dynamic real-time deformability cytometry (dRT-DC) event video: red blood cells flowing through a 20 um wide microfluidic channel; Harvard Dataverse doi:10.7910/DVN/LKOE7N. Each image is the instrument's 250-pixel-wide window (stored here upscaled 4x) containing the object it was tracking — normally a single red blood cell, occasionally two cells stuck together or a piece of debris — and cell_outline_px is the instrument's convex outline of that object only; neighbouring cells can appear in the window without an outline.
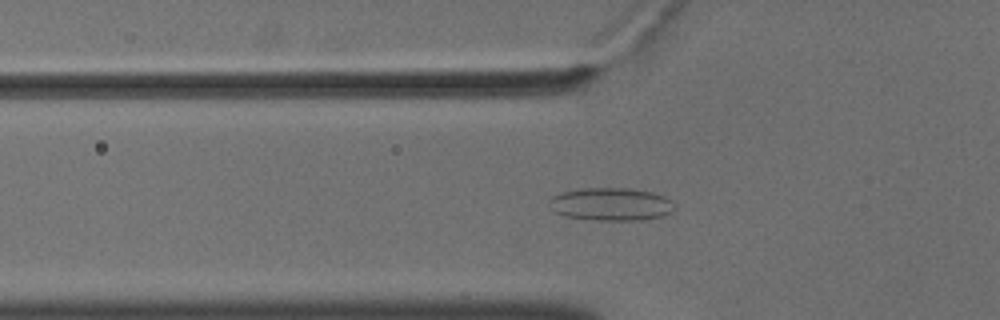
{"species": "common noctule bat (a hibernating species)", "species_latin": "Nyctalus noctula", "temperature_condition": "cold", "stored_images_in_passage": 53, "camera_frame_rate_fps": 3000, "um_per_image_px": 0.085, "animal": {"sex": "male", "body_mass_g": 18.8}, "frame": {"image": 1, "passage_image": 17, "time_ms": 5.333, "image_size_px": [1000, 320], "cell_outline_px": [[672, 212], [664, 216], [640, 220], [592, 220], [564, 216], [556, 212], [548, 200], [552, 196], [560, 192], [584, 188], [632, 188], [652, 192], [664, 196], [668, 200], [672, 208]], "centroid_in_image_um": [51.9, 17.35], "position_along_channel_um": 73.9, "area_um2": 23.87}}
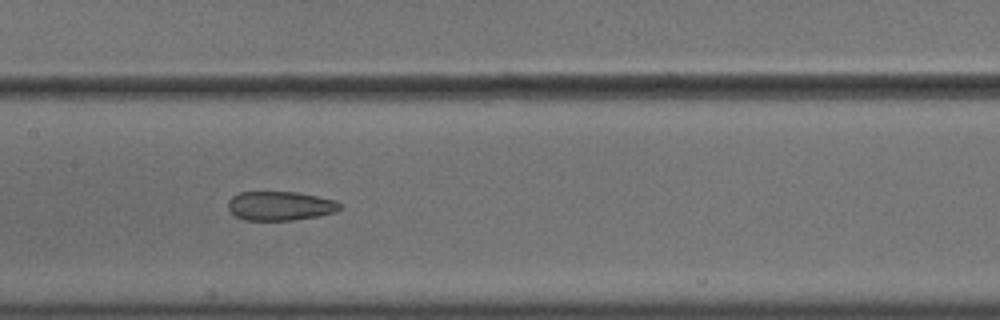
{"frame": {"image": 2, "passage_image": 26, "time_ms": 8.333, "image_size_px": [1000, 320], "cell_outline_px": [[344, 208], [336, 212], [320, 216], [292, 220], [244, 220], [236, 216], [228, 208], [228, 200], [232, 196], [240, 192], [296, 192], [336, 200], [344, 204]], "centroid_in_image_um": [23.87, 17.5], "position_along_channel_um": 183.5, "area_um2": 19.19}}
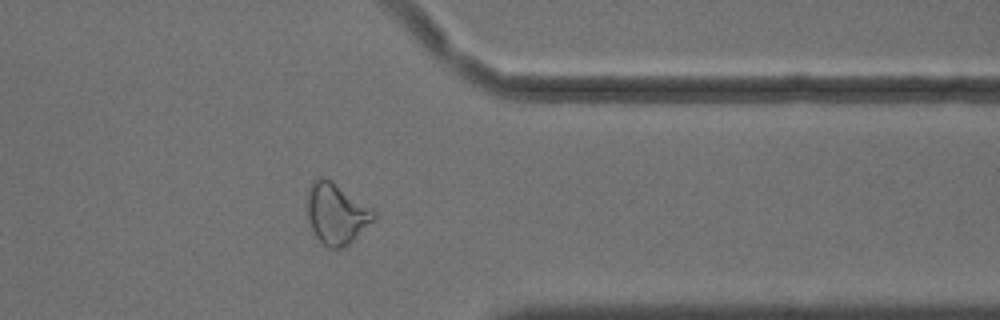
{"frame": {"image": 3, "passage_image": 43, "time_ms": 14.0, "image_size_px": [1000, 320], "cell_outline_px": [[376, 220], [344, 248], [328, 248], [316, 236], [312, 228], [308, 216], [308, 192], [312, 180], [316, 176], [320, 176], [332, 180], [372, 208], [376, 212]], "centroid_in_image_um": [28.63, 18.14], "position_along_channel_um": 382.8, "area_um2": 23.7}, "authors_computed_cell_mechanics": {"area_um2": 23.698, "velocity_mm_per_s": 3.6221, "shape_relaxation_time_tau1_ms": null, "shape_relaxation_time_tau2_ms": 2.9606, "deformation_change_tau1": null, "deformation_change_tau2": 0.0942}}